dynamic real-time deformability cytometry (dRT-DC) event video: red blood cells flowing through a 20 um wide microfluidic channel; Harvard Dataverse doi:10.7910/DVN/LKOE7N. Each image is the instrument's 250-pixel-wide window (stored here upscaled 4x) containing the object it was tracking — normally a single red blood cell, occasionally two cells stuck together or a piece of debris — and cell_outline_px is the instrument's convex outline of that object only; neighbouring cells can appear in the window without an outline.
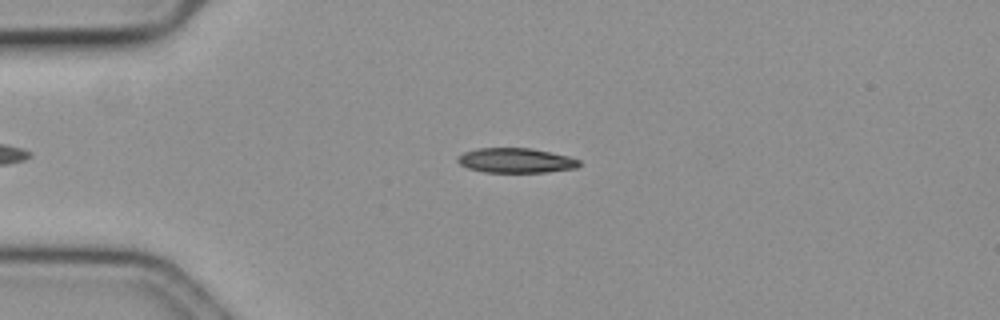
{"species": "common noctule bat (a hibernating species)", "species_latin": "Nyctalus noctula", "temperature_condition": "cold", "stored_images_in_passage": 27, "camera_frame_rate_fps": 3000, "um_per_image_px": 0.085, "animal": {"sex": "female", "body_mass_g": 19.3, "forearm_length_mm": 54.1}, "frame": {"image": 1, "passage_image": 8, "time_ms": 2.333, "image_size_px": [1000, 320], "cell_outline_px": [[580, 164], [576, 168], [544, 172], [484, 172], [468, 168], [460, 164], [456, 160], [464, 152], [476, 148], [532, 148], [568, 156], [580, 160]], "centroid_in_image_um": [43.84, 13.63], "position_along_channel_um": 41.2, "area_um2": 17.46}}
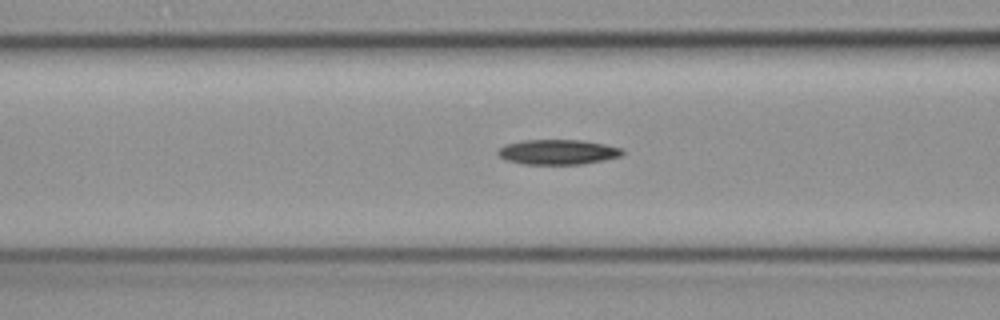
{"frame": {"image": 2, "passage_image": 17, "time_ms": 5.333, "image_size_px": [1000, 320], "cell_outline_px": [[624, 152], [620, 156], [604, 160], [584, 164], [524, 164], [504, 160], [496, 156], [496, 152], [504, 144], [524, 140], [580, 140], [604, 144], [624, 148]], "centroid_in_image_um": [47.38, 12.92], "position_along_channel_um": 119.2, "area_um2": 18.32}}
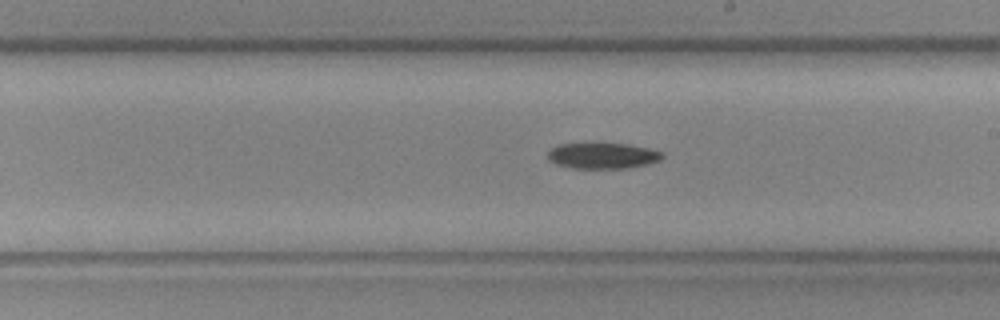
{"frame": {"image": 3, "passage_image": 27, "time_ms": 8.667, "image_size_px": [1000, 320], "cell_outline_px": [[664, 156], [660, 160], [648, 164], [628, 168], [572, 168], [556, 164], [548, 160], [548, 152], [552, 148], [560, 144], [628, 144], [648, 148], [660, 152]], "centroid_in_image_um": [51.22, 13.25], "position_along_channel_um": 237.8, "area_um2": 17.05}}